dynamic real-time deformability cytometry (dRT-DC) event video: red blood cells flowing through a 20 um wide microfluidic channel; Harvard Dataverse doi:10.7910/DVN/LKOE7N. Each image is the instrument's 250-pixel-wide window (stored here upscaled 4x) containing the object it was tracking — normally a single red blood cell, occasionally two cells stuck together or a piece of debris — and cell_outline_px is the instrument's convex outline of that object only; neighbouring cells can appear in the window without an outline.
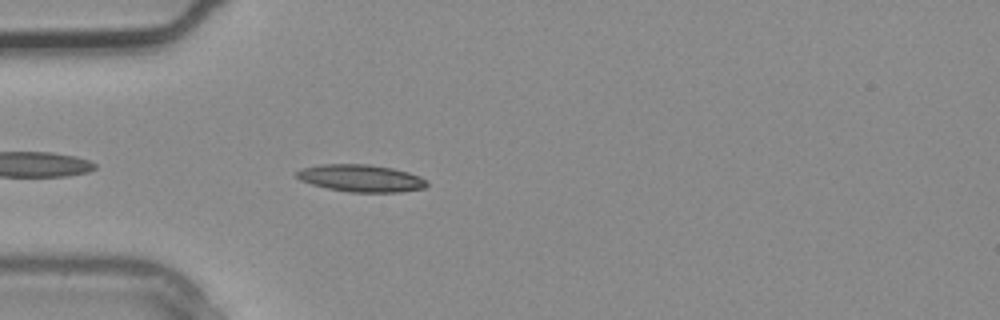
{"species": "common noctule bat (a hibernating species)", "species_latin": "Nyctalus noctula", "temperature_condition": "warm", "stored_images_in_passage": 3, "camera_frame_rate_fps": 3000, "um_per_image_px": 0.085, "animal": {"sex": "male", "body_mass_g": 20.4}, "frame": {"image": 1, "passage_image": 3, "time_ms": 0.667, "image_size_px": [1000, 320], "cell_outline_px": [[428, 184], [424, 188], [400, 192], [348, 192], [328, 188], [312, 184], [300, 180], [296, 176], [296, 172], [304, 168], [320, 164], [368, 164], [392, 168], [408, 172], [420, 176]], "centroid_in_image_um": [30.68, 15.15], "position_along_channel_um": 54.3, "area_um2": 20.52}}